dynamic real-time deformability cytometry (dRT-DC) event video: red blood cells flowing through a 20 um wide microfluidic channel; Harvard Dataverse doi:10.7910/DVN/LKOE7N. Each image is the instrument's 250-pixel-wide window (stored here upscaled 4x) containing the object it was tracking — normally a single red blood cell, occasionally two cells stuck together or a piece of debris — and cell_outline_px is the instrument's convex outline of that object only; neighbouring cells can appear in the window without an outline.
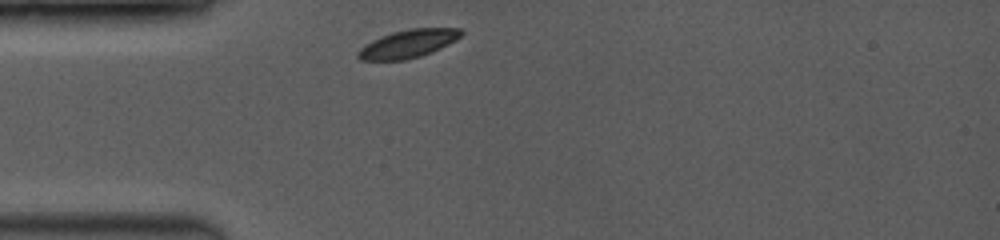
{"species": "common noctule bat (a hibernating species)", "species_latin": "Nyctalus noctula", "temperature_condition": "room temperature", "stored_images_in_passage": 26, "camera_frame_rate_fps": 3500, "um_per_image_px": 0.085, "animal": {"sex": "female", "body_mass_g": 19.0, "forearm_length_mm": 53.3}, "frame": {"image": 1, "passage_image": 1, "time_ms": 0.0, "image_size_px": [1000, 240], "cell_outline_px": [[464, 32], [456, 40], [440, 48], [420, 56], [404, 60], [360, 60], [356, 56], [356, 52], [364, 44], [380, 36], [392, 32], [408, 28], [460, 28]], "centroid_in_image_um": [34.65, 3.71], "position_along_channel_um": 50.3, "area_um2": 16.94}}
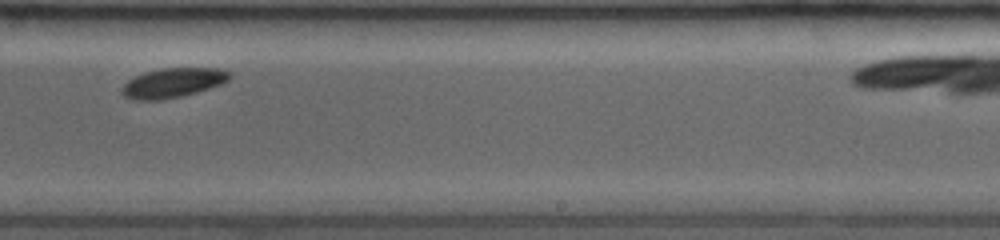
{"frame": {"image": 2, "passage_image": 17, "time_ms": 6.0, "image_size_px": [1000, 240], "cell_outline_px": [[232, 76], [228, 80], [220, 84], [196, 92], [180, 96], [160, 100], [132, 100], [124, 96], [120, 92], [120, 88], [128, 80], [144, 72], [160, 68], [220, 68], [232, 72]], "centroid_in_image_um": [14.67, 7.03], "position_along_channel_um": 274.3, "area_um2": 18.61}}
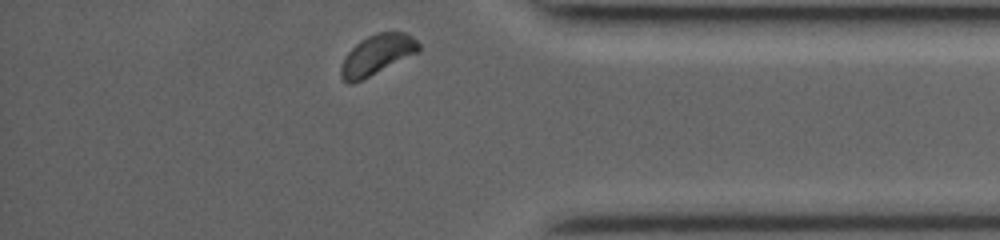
{"frame": {"image": 3, "passage_image": 26, "time_ms": 9.429, "image_size_px": [1000, 240], "cell_outline_px": [[420, 52], [352, 84], [348, 84], [340, 76], [340, 68], [348, 52], [360, 40], [368, 36], [380, 32], [404, 32], [412, 36], [420, 44]], "centroid_in_image_um": [32.07, 4.65], "position_along_channel_um": 403.1, "area_um2": 18.03}, "authors_computed_cell_mechanics": {"area_um2": 18.2359, "velocity_mm_per_s": 3.9332, "shape_relaxation_time_tau1_ms": 1.4691, "shape_relaxation_time_tau2_ms": 2.2034, "deformation_change_tau1": 0.0614, "deformation_change_tau2": 0.0246}}